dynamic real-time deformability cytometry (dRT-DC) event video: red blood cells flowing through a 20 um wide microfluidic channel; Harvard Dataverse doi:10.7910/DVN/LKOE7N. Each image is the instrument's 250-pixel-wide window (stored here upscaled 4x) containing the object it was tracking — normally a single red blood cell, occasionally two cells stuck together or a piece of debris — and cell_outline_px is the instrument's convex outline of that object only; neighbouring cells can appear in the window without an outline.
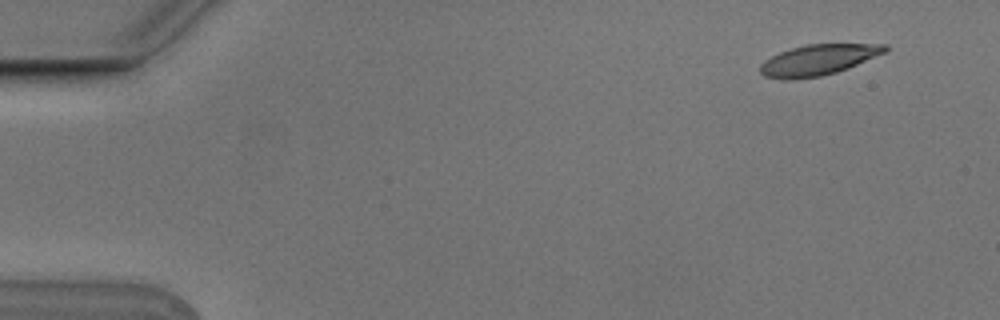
{"species": "Egyptian fruit bat (a non-hibernating species)", "species_latin": "Rousettus aegyptiacus", "temperature_condition": "cold", "stored_images_in_passage": 8, "camera_frame_rate_fps": 3000, "um_per_image_px": 0.085, "animal": {"sex": "male"}, "frame": {"image": 1, "passage_image": 2, "time_ms": 0.333, "image_size_px": [1000, 320], "cell_outline_px": [[888, 48], [884, 52], [848, 68], [836, 72], [820, 76], [784, 80], [764, 76], [760, 72], [760, 64], [764, 60], [780, 52], [792, 48], [808, 44], [888, 44]], "centroid_in_image_um": [69.51, 5.09], "position_along_channel_um": 15.5, "area_um2": 22.02}}
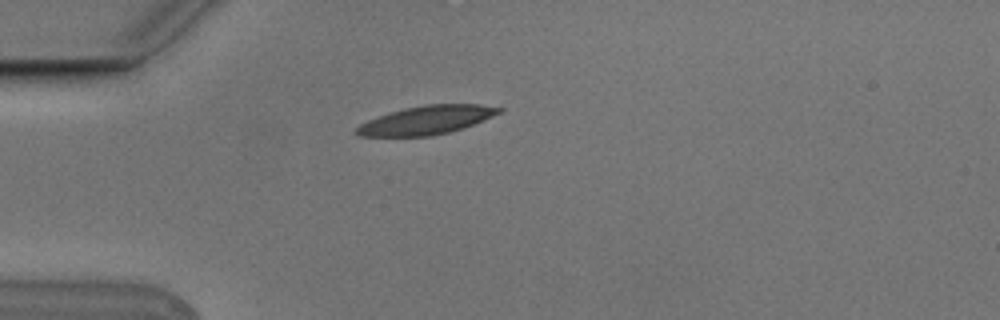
{"frame": {"image": 2, "passage_image": 5, "time_ms": 1.333, "image_size_px": [1000, 320], "cell_outline_px": [[504, 108], [500, 112], [464, 128], [448, 132], [428, 136], [360, 136], [352, 132], [360, 124], [368, 120], [404, 108], [424, 104], [480, 104]], "centroid_in_image_um": [36.23, 10.21], "position_along_channel_um": 48.8, "area_um2": 23.47}}
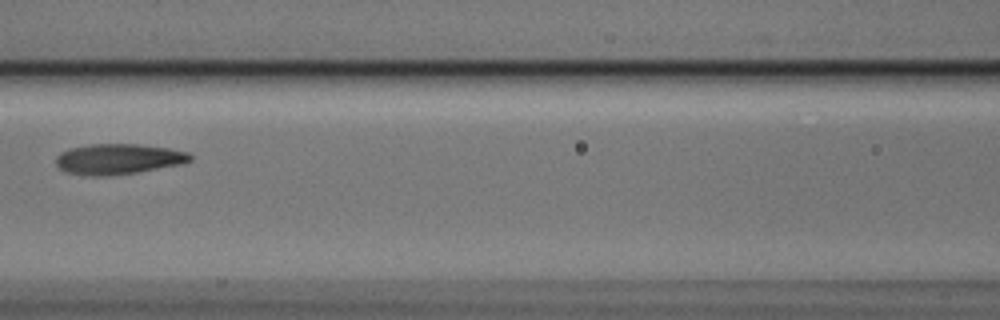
{"frame": {"image": 3, "passage_image": 8, "time_ms": 2.333, "image_size_px": [1000, 320], "cell_outline_px": [[192, 160], [180, 164], [136, 172], [104, 176], [92, 176], [64, 172], [56, 164], [56, 156], [60, 152], [68, 148], [92, 144], [136, 144], [168, 148], [188, 152], [192, 156]], "centroid_in_image_um": [10.01, 13.51], "position_along_channel_um": 156.6, "area_um2": 23.76}}